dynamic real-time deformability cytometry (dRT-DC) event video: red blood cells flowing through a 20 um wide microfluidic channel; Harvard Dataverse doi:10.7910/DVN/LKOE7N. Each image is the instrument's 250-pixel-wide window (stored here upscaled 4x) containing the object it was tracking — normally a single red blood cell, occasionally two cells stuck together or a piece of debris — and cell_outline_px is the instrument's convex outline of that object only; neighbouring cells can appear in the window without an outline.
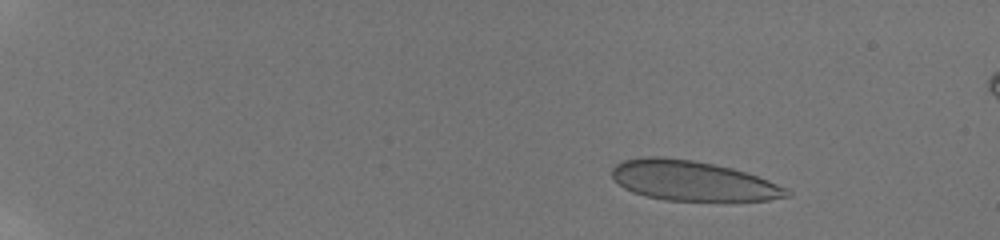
{"species": "human", "species_latin": "Homo sapiens", "temperature_condition": "room temperature", "stored_images_in_passage": 24, "camera_frame_rate_fps": 3000, "um_per_image_px": 0.085, "donor": {"sex": "male"}, "frame": {"image": 1, "passage_image": 8, "time_ms": 3.0, "image_size_px": [1000, 240], "cell_outline_px": [[792, 196], [768, 200], [664, 200], [644, 196], [632, 192], [624, 188], [612, 176], [612, 168], [616, 164], [624, 160], [644, 156], [660, 156], [692, 160], [732, 168], [768, 180], [788, 188], [792, 192]], "centroid_in_image_um": [58.87, 15.36], "position_along_channel_um": 26.1, "area_um2": 40.52}}